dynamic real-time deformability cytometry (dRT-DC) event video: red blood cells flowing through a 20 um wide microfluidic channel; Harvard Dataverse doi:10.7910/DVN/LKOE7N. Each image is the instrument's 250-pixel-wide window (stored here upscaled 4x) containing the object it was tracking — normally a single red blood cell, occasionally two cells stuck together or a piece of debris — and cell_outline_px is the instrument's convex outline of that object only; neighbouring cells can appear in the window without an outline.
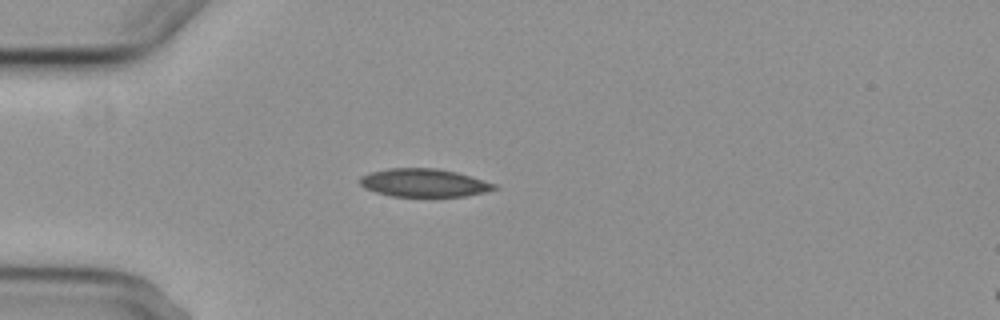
{"species": "common noctule bat (a hibernating species)", "species_latin": "Nyctalus noctula", "temperature_condition": "cold", "stored_images_in_passage": 4, "camera_frame_rate_fps": 3000, "um_per_image_px": 0.085, "animal": {"sex": "female", "body_mass_g": 29.2, "forearm_length_mm": 56.3}, "frame": {"image": 1, "passage_image": 2, "time_ms": 1.333, "image_size_px": [1000, 320], "cell_outline_px": [[496, 188], [484, 192], [464, 196], [392, 196], [376, 192], [364, 188], [360, 184], [360, 176], [368, 172], [388, 168], [436, 168], [456, 172], [496, 184]], "centroid_in_image_um": [35.97, 15.53], "position_along_channel_um": 49.0, "area_um2": 21.85}}